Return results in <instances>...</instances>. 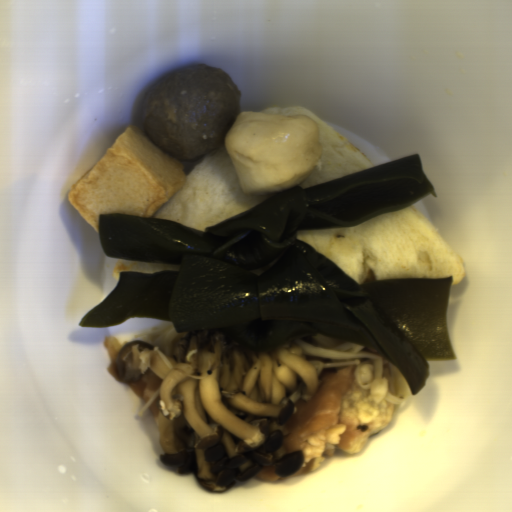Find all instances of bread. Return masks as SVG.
Wrapping results in <instances>:
<instances>
[{
    "label": "bread",
    "instance_id": "bread-1",
    "mask_svg": "<svg viewBox=\"0 0 512 512\" xmlns=\"http://www.w3.org/2000/svg\"><path fill=\"white\" fill-rule=\"evenodd\" d=\"M296 237L357 284L452 277L451 285L466 274L459 255L413 204L347 228L300 230Z\"/></svg>",
    "mask_w": 512,
    "mask_h": 512
},
{
    "label": "bread",
    "instance_id": "bread-3",
    "mask_svg": "<svg viewBox=\"0 0 512 512\" xmlns=\"http://www.w3.org/2000/svg\"><path fill=\"white\" fill-rule=\"evenodd\" d=\"M258 112L309 116L316 123L321 148L319 159L312 173L297 186H316L374 167L347 139L320 117L301 106L265 107Z\"/></svg>",
    "mask_w": 512,
    "mask_h": 512
},
{
    "label": "bread",
    "instance_id": "bread-4",
    "mask_svg": "<svg viewBox=\"0 0 512 512\" xmlns=\"http://www.w3.org/2000/svg\"><path fill=\"white\" fill-rule=\"evenodd\" d=\"M178 265L161 264L145 261L133 260H119L118 263L111 270V275L115 280H120L122 272H142V273H155L160 271H177Z\"/></svg>",
    "mask_w": 512,
    "mask_h": 512
},
{
    "label": "bread",
    "instance_id": "bread-2",
    "mask_svg": "<svg viewBox=\"0 0 512 512\" xmlns=\"http://www.w3.org/2000/svg\"><path fill=\"white\" fill-rule=\"evenodd\" d=\"M279 191L247 195L222 143L185 176L178 191L149 217L204 231L257 207Z\"/></svg>",
    "mask_w": 512,
    "mask_h": 512
}]
</instances>
